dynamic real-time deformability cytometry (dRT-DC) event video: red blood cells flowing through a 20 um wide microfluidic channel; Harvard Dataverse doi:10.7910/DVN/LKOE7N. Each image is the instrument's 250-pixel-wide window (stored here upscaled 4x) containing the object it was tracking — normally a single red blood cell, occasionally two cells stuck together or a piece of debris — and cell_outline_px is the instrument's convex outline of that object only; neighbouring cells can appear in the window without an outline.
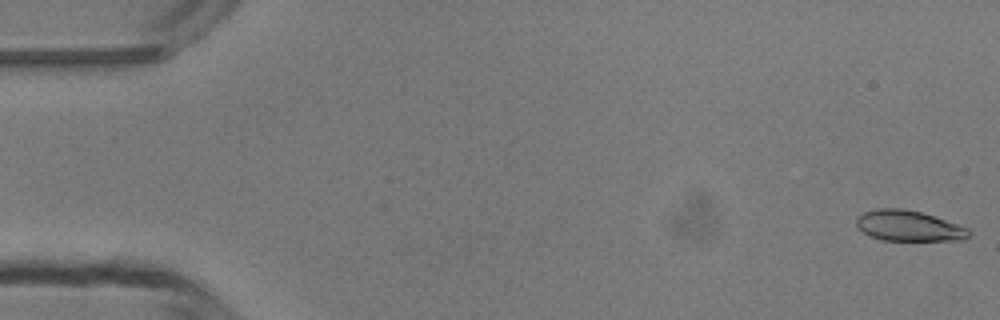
{"species": "common noctule bat (a hibernating species)", "species_latin": "Nyctalus noctula", "temperature_condition": "room temperature", "stored_images_in_passage": 49, "camera_frame_rate_fps": 3000, "um_per_image_px": 0.085, "animal": {"sex": "male", "body_mass_g": 13.3}, "frame": {"image": 1, "passage_image": 1, "time_ms": 0.0, "image_size_px": [1000, 320], "cell_outline_px": [[968, 236], [964, 240], [884, 240], [872, 236], [864, 232], [856, 224], [856, 220], [864, 212], [880, 208], [900, 208], [920, 212], [968, 228]], "centroid_in_image_um": [77.23, 19.2], "position_along_channel_um": 7.8, "area_um2": 19.48}}
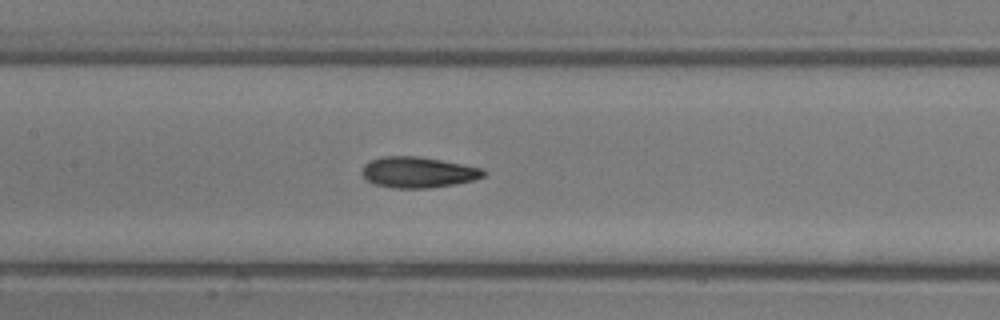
{"frame": {"image": 2, "passage_image": 23, "time_ms": 7.333, "image_size_px": [1000, 320], "cell_outline_px": [[488, 172], [484, 176], [472, 180], [456, 184], [428, 188], [392, 188], [372, 184], [360, 172], [364, 164], [372, 160], [384, 156], [416, 156], [440, 160], [480, 168]], "centroid_in_image_um": [35.5, 14.65], "position_along_channel_um": 171.9, "area_um2": 21.73}}
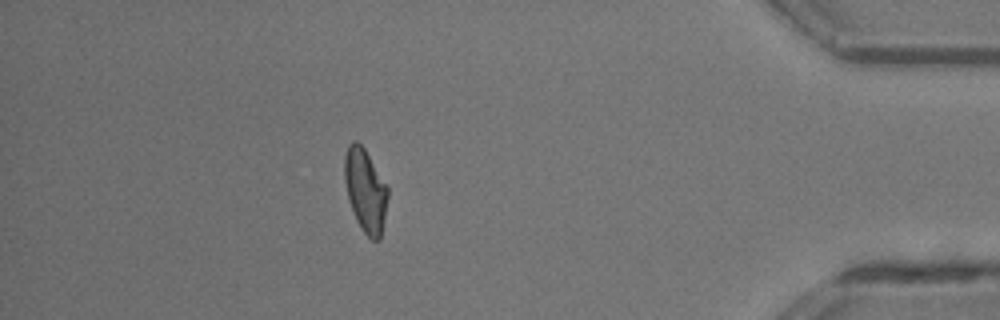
{"frame": {"image": 3, "passage_image": 43, "time_ms": 14.0, "image_size_px": [1000, 320], "cell_outline_px": [[388, 196], [380, 240], [372, 240], [364, 232], [356, 220], [348, 196], [344, 180], [344, 156], [348, 144], [352, 140], [356, 140], [364, 148], [388, 188]], "centroid_in_image_um": [31.04, 16.16], "position_along_channel_um": 404.2, "area_um2": 20.69}, "authors_computed_cell_mechanics": {"area_um2": 21.2126, "velocity_mm_per_s": 4.2272, "shape_relaxation_time_tau1_ms": 6.8756, "shape_relaxation_time_tau2_ms": 2.186, "deformation_change_tau1": 0.2005, "deformation_change_tau2": 0.0896}}